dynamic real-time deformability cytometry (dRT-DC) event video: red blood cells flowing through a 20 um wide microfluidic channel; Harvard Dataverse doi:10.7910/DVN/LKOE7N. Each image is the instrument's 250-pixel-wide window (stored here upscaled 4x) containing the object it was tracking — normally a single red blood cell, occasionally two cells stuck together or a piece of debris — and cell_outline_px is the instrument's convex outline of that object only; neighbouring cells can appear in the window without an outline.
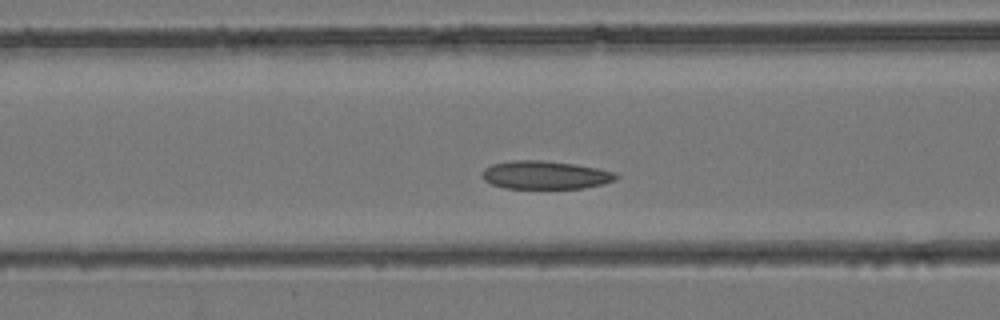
{"species": "common noctule bat (a hibernating species)", "species_latin": "Nyctalus noctula", "temperature_condition": "room temperature", "stored_images_in_passage": 33, "camera_frame_rate_fps": 3000, "um_per_image_px": 0.085, "animal": {"sex": "female", "body_mass_g": 24.6, "forearm_length_mm": 56.2}, "frame": {"image": 1, "passage_image": 10, "time_ms": 3.0, "image_size_px": [1000, 320], "cell_outline_px": [[620, 176], [616, 180], [604, 184], [584, 188], [504, 188], [492, 184], [484, 180], [484, 168], [492, 164], [512, 160], [540, 160], [576, 164], [616, 172]], "centroid_in_image_um": [46.4, 14.87], "position_along_channel_um": 120.2, "area_um2": 22.02}}
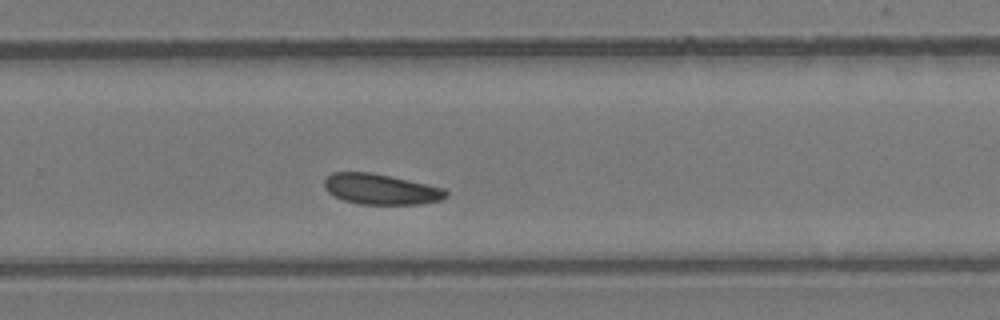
{"frame": {"image": 2, "passage_image": 20, "time_ms": 6.333, "image_size_px": [1000, 320], "cell_outline_px": [[448, 196], [440, 200], [420, 204], [360, 204], [344, 200], [328, 192], [324, 188], [324, 180], [332, 172], [372, 172], [428, 184], [444, 188], [448, 192]], "centroid_in_image_um": [32.38, 16.07], "position_along_channel_um": 297.4, "area_um2": 21.68}}
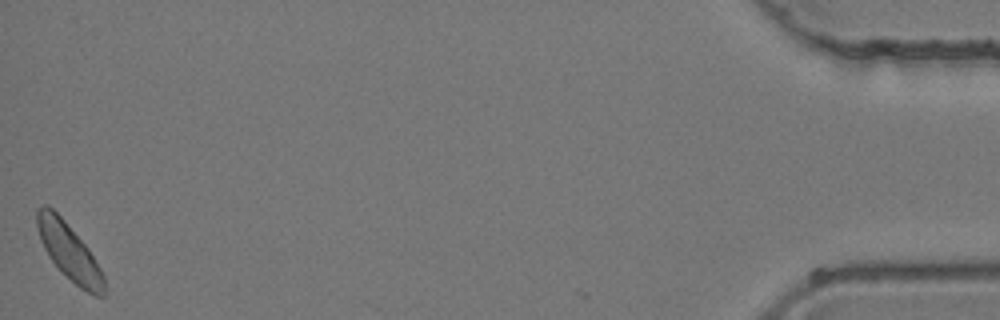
{"frame": {"image": 3, "passage_image": 33, "time_ms": 10.667, "image_size_px": [1000, 320], "cell_outline_px": [[104, 296], [96, 296], [80, 288], [52, 260], [44, 248], [40, 240], [36, 224], [36, 208], [44, 204], [52, 208], [64, 220], [88, 248], [100, 268], [104, 276]], "centroid_in_image_um": [5.86, 21.36], "position_along_channel_um": 429.3, "area_um2": 21.56}}